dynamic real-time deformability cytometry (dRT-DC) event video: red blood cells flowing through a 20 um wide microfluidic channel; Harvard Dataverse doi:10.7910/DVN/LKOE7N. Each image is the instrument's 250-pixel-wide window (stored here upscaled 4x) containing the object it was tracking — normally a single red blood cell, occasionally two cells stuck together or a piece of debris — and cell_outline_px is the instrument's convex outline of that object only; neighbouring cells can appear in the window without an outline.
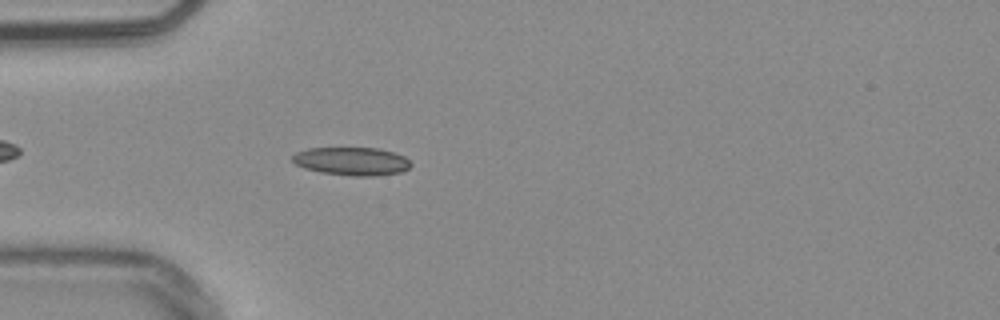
{"species": "common noctule bat (a hibernating species)", "species_latin": "Nyctalus noctula", "temperature_condition": "warm", "stored_images_in_passage": 28, "camera_frame_rate_fps": 3000, "um_per_image_px": 0.085, "animal": {"sex": "male", "body_mass_g": 20.4}, "frame": {"image": 1, "passage_image": 5, "time_ms": 1.333, "image_size_px": [1000, 320], "cell_outline_px": [[412, 164], [408, 168], [400, 172], [376, 176], [352, 176], [320, 172], [304, 168], [296, 164], [292, 160], [292, 156], [296, 152], [308, 148], [376, 148], [392, 152], [404, 156]], "centroid_in_image_um": [29.88, 13.71], "position_along_channel_um": 55.1, "area_um2": 19.36}}
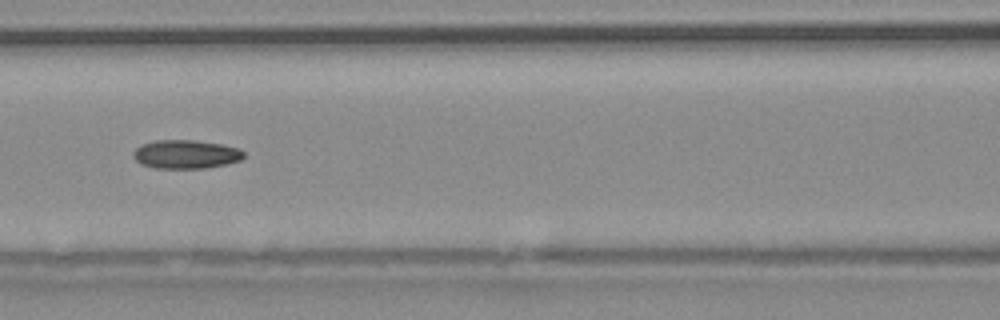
{"frame": {"image": 2, "passage_image": 13, "time_ms": 4.0, "image_size_px": [1000, 320], "cell_outline_px": [[244, 156], [240, 160], [228, 164], [204, 168], [156, 168], [140, 164], [132, 156], [132, 152], [140, 144], [156, 140], [196, 140], [220, 144], [236, 148], [244, 152]], "centroid_in_image_um": [15.75, 13.11], "position_along_channel_um": 150.8, "area_um2": 18.5}}